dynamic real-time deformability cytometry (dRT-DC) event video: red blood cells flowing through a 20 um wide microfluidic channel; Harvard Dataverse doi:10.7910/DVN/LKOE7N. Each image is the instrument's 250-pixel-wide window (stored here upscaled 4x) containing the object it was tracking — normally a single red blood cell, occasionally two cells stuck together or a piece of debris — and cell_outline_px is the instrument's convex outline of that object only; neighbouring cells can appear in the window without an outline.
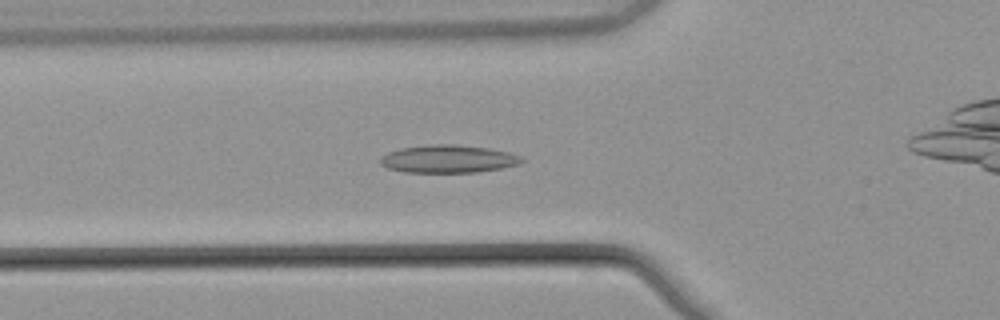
{"species": "common noctule bat (a hibernating species)", "species_latin": "Nyctalus noctula", "temperature_condition": "warm", "stored_images_in_passage": 55, "camera_frame_rate_fps": 3000, "um_per_image_px": 0.085, "animal": {"sex": "male", "body_mass_g": 21.5, "forearm_length_mm": 52.0}, "frame": {"image": 1, "passage_image": 20, "time_ms": 6.333, "image_size_px": [1000, 320], "cell_outline_px": [[524, 160], [520, 164], [504, 168], [476, 172], [404, 172], [388, 168], [380, 164], [380, 160], [388, 152], [400, 148], [428, 144], [452, 144], [488, 148], [508, 152], [520, 156]], "centroid_in_image_um": [38.11, 13.51], "position_along_channel_um": 87.7, "area_um2": 22.89}}
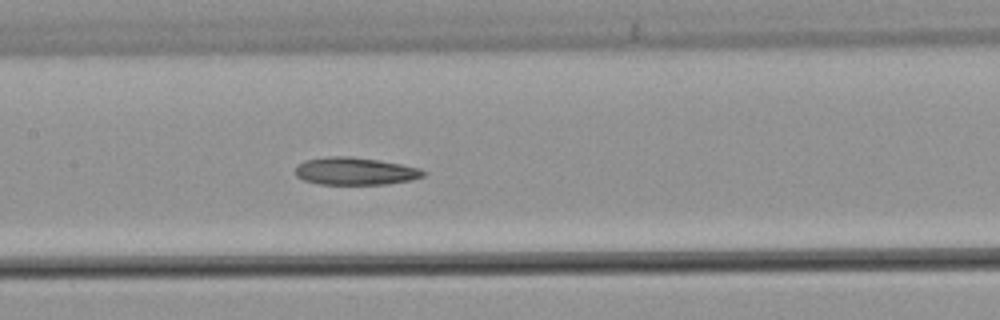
{"frame": {"image": 2, "passage_image": 27, "time_ms": 8.667, "image_size_px": [1000, 320], "cell_outline_px": [[428, 172], [424, 176], [412, 180], [388, 184], [320, 184], [304, 180], [296, 176], [296, 168], [304, 160], [328, 156], [352, 156], [400, 164], [420, 168]], "centroid_in_image_um": [30.22, 14.55], "position_along_channel_um": 177.2, "area_um2": 20.52}}
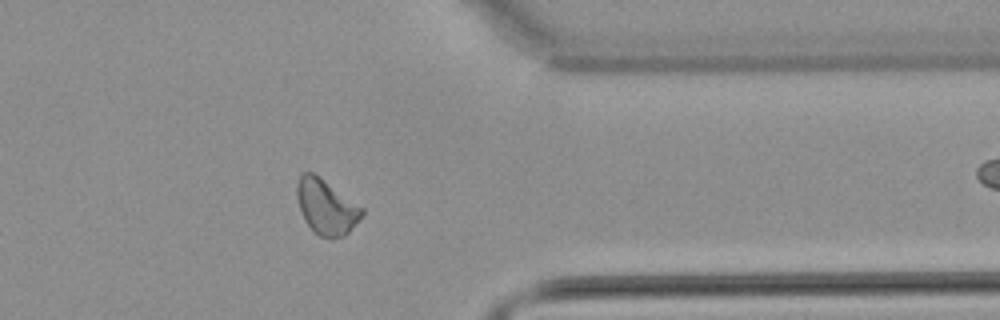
{"frame": {"image": 3, "passage_image": 44, "time_ms": 14.333, "image_size_px": [1000, 320], "cell_outline_px": [[364, 212], [348, 232], [344, 236], [332, 240], [320, 236], [304, 220], [300, 212], [296, 196], [296, 184], [300, 176], [304, 172], [312, 172], [364, 208]], "centroid_in_image_um": [27.7, 17.6], "position_along_channel_um": 383.7, "area_um2": 20.63}}